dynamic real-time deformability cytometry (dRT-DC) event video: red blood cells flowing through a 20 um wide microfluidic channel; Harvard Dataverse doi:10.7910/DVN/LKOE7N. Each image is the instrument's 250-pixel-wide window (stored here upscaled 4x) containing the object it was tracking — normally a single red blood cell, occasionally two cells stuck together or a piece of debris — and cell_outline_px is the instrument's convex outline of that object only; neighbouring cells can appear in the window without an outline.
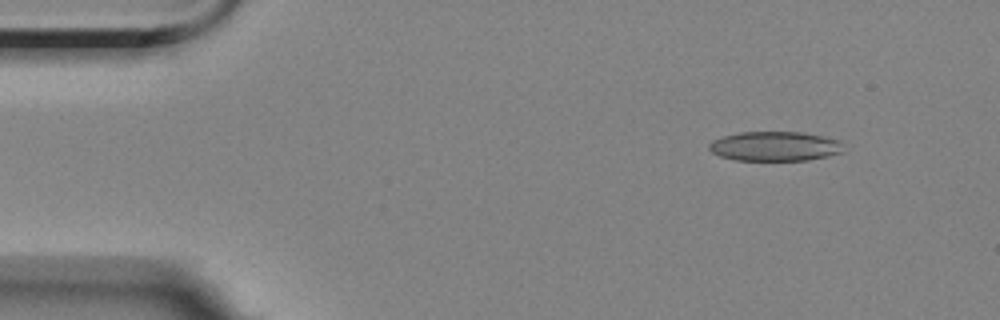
{"species": "Egyptian fruit bat (a non-hibernating species)", "species_latin": "Rousettus aegyptiacus", "temperature_condition": "room temperature", "stored_images_in_passage": 4, "camera_frame_rate_fps": 3000, "um_per_image_px": 0.085, "animal": {"sex": "female"}, "frame": {"image": 1, "passage_image": 1, "time_ms": 0.0, "image_size_px": [1000, 320], "cell_outline_px": [[844, 152], [828, 156], [808, 160], [736, 160], [720, 156], [712, 152], [708, 148], [708, 144], [712, 140], [724, 136], [740, 132], [800, 132], [840, 140]], "centroid_in_image_um": [65.85, 12.43], "position_along_channel_um": 19.1, "area_um2": 23.06}}
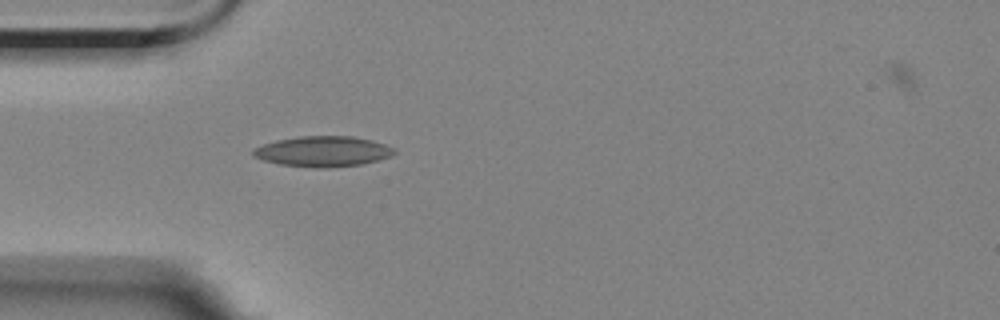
{"frame": {"image": 2, "passage_image": 4, "time_ms": 3.333, "image_size_px": [1000, 320], "cell_outline_px": [[396, 152], [392, 156], [364, 164], [328, 168], [316, 168], [280, 164], [264, 160], [252, 156], [252, 148], [276, 140], [300, 136], [352, 136], [372, 140], [384, 144], [392, 148]], "centroid_in_image_um": [27.44, 12.87], "position_along_channel_um": 57.6, "area_um2": 25.14}}